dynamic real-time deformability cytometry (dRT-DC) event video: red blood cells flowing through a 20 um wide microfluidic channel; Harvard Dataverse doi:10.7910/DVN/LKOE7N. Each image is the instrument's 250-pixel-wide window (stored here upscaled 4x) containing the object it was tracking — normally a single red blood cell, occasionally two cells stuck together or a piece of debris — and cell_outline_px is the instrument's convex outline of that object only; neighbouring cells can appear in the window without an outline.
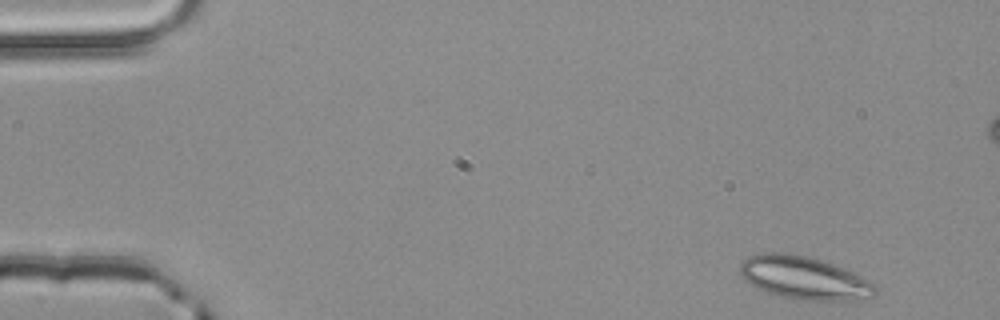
{"species": "common noctule bat (a hibernating species)", "species_latin": "Nyctalus noctula", "temperature_condition": "room temperature", "stored_images_in_passage": 4, "camera_frame_rate_fps": 3000, "um_per_image_px": 0.085, "animal": {"sex": "male", "body_mass_g": 20.4}, "frame": {"image": 1, "passage_image": 1, "time_ms": 0.0, "image_size_px": [1000, 320], "cell_outline_px": [[876, 292], [872, 296], [848, 300], [800, 300], [776, 296], [764, 292], [744, 280], [740, 272], [740, 264], [748, 256], [760, 252], [784, 252], [808, 256], [824, 260], [844, 268], [876, 284]], "centroid_in_image_um": [68.3, 23.61], "position_along_channel_um": 16.7, "area_um2": 34.1}}